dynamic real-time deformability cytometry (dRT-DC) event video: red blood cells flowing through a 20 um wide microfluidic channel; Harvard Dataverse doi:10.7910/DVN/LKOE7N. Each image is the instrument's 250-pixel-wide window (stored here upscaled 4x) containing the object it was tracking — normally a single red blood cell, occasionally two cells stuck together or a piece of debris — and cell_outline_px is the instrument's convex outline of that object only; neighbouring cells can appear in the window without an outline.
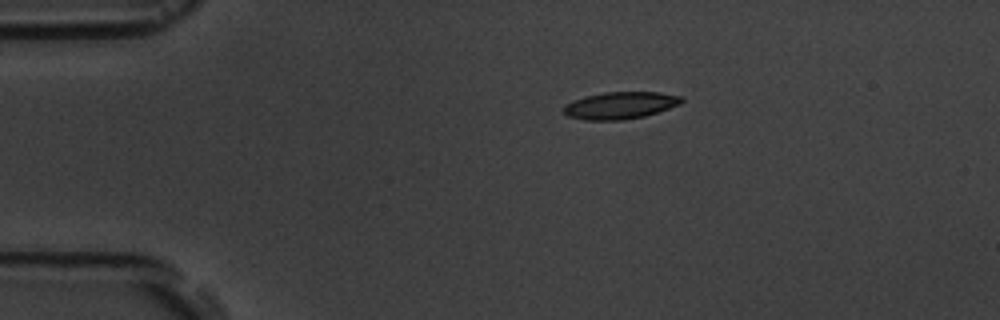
{"species": "common noctule bat (a hibernating species)", "species_latin": "Nyctalus noctula", "temperature_condition": "room temperature", "stored_images_in_passage": 5, "camera_frame_rate_fps": 3000, "um_per_image_px": 0.085, "animal": {"sex": "male", "body_mass_g": 19.5, "forearm_length_mm": 54.6}, "frame": {"image": 1, "passage_image": 3, "time_ms": 3.333, "image_size_px": [1000, 320], "cell_outline_px": [[684, 100], [680, 104], [644, 116], [624, 120], [584, 120], [568, 116], [564, 112], [564, 104], [572, 100], [584, 96], [604, 92], [660, 92], [684, 96]], "centroid_in_image_um": [52.71, 8.95], "position_along_channel_um": 32.3, "area_um2": 18.73}}
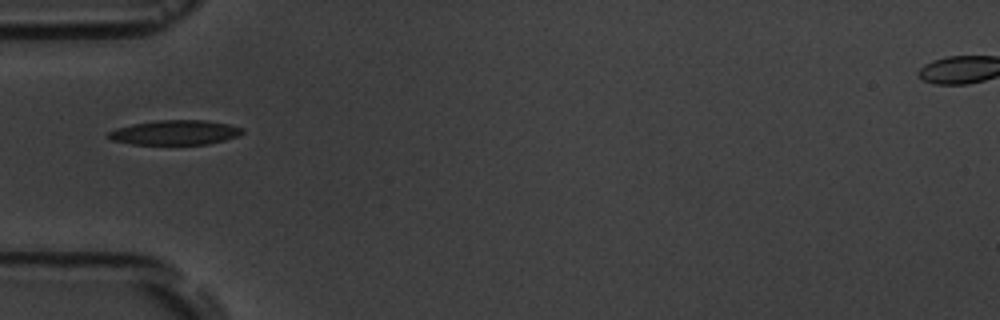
{"frame": {"image": 2, "passage_image": 5, "time_ms": 5.667, "image_size_px": [1000, 320], "cell_outline_px": [[244, 132], [236, 136], [224, 140], [208, 144], [132, 144], [112, 140], [104, 136], [108, 132], [116, 128], [132, 124], [156, 120], [208, 120], [228, 124], [244, 128]], "centroid_in_image_um": [14.85, 11.25], "position_along_channel_um": 70.1, "area_um2": 19.31}}